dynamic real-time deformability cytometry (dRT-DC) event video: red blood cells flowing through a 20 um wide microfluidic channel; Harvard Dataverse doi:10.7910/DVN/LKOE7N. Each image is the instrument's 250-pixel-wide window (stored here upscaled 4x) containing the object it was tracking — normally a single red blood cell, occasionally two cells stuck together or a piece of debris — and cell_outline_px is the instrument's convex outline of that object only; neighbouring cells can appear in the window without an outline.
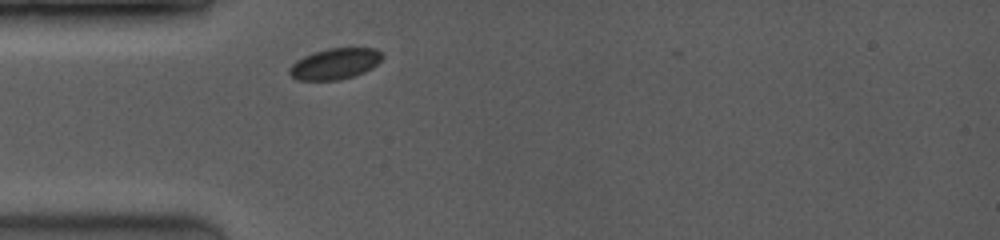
{"species": "common noctule bat (a hibernating species)", "species_latin": "Nyctalus noctula", "temperature_condition": "room temperature", "stored_images_in_passage": 11, "camera_frame_rate_fps": 3500, "um_per_image_px": 0.085, "animal": {"sex": "female", "body_mass_g": 19.0, "forearm_length_mm": 53.3}, "frame": {"image": 1, "passage_image": 1, "time_ms": 0.0, "image_size_px": [1000, 240], "cell_outline_px": [[384, 56], [372, 68], [364, 72], [352, 76], [336, 80], [296, 80], [288, 72], [288, 68], [296, 60], [312, 52], [328, 48], [376, 48]], "centroid_in_image_um": [28.44, 5.41], "position_along_channel_um": 56.6, "area_um2": 16.76}}
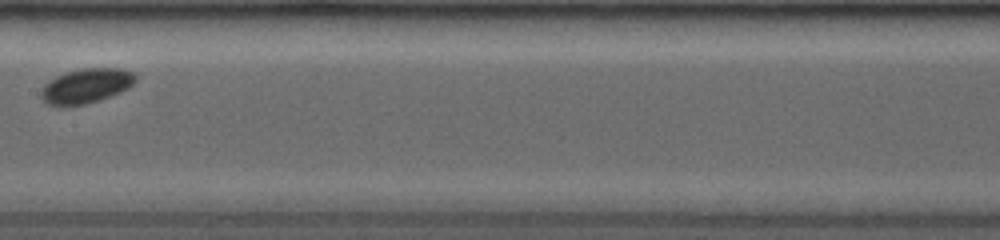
{"frame": {"image": 2, "passage_image": 7, "time_ms": 3.714, "image_size_px": [1000, 240], "cell_outline_px": [[136, 80], [128, 88], [120, 92], [100, 100], [84, 104], [60, 108], [48, 104], [40, 96], [40, 92], [44, 84], [48, 80], [56, 76], [68, 72], [84, 68], [120, 68], [132, 72], [136, 76]], "centroid_in_image_um": [7.28, 7.32], "position_along_channel_um": 200.1, "area_um2": 19.25}}
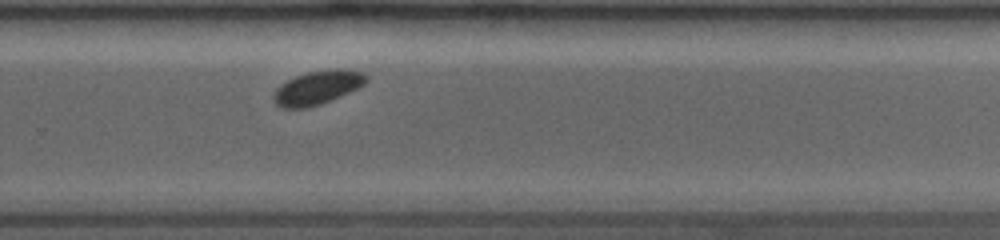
{"frame": {"image": 3, "passage_image": 11, "time_ms": 6.286, "image_size_px": [1000, 240], "cell_outline_px": [[368, 80], [364, 84], [340, 96], [320, 104], [308, 108], [280, 108], [276, 104], [272, 96], [276, 88], [288, 80], [296, 76], [308, 72], [336, 68], [364, 72], [368, 76]], "centroid_in_image_um": [26.98, 7.45], "position_along_channel_um": 302.8, "area_um2": 18.09}}